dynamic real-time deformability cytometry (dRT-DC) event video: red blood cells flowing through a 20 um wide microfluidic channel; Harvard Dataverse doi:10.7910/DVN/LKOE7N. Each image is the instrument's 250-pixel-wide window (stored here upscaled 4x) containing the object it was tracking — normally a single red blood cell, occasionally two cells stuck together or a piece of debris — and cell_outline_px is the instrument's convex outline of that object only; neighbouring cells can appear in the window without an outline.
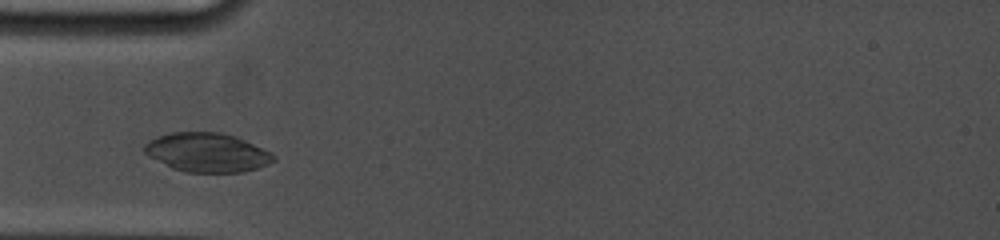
{"species": "common noctule bat (a hibernating species)", "species_latin": "Nyctalus noctula", "temperature_condition": "cold", "stored_images_in_passage": 18, "camera_frame_rate_fps": 5000, "um_per_image_px": 0.085, "animal": {"sex": "female", "body_mass_g": 19.0, "forearm_length_mm": 53.3}, "frame": {"image": 1, "passage_image": 6, "time_ms": 1.8, "image_size_px": [1000, 240], "cell_outline_px": [[276, 160], [268, 164], [256, 168], [240, 172], [188, 172], [172, 168], [148, 156], [144, 152], [144, 144], [148, 140], [156, 136], [168, 132], [220, 132], [244, 140], [272, 152], [276, 156]], "centroid_in_image_um": [17.58, 12.95], "position_along_channel_um": 67.4, "area_um2": 29.36}}
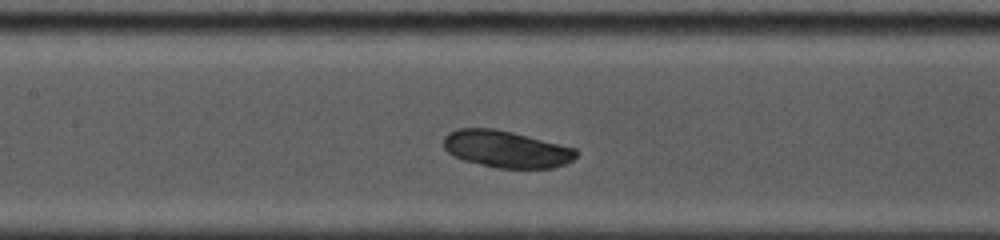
{"frame": {"image": 2, "passage_image": 13, "time_ms": 4.4, "image_size_px": [1000, 240], "cell_outline_px": [[580, 152], [572, 160], [564, 164], [552, 168], [496, 168], [464, 160], [448, 152], [444, 148], [444, 136], [448, 132], [460, 128], [492, 128], [512, 132], [576, 148]], "centroid_in_image_um": [43.04, 12.67], "position_along_channel_um": 164.4, "area_um2": 28.44}}
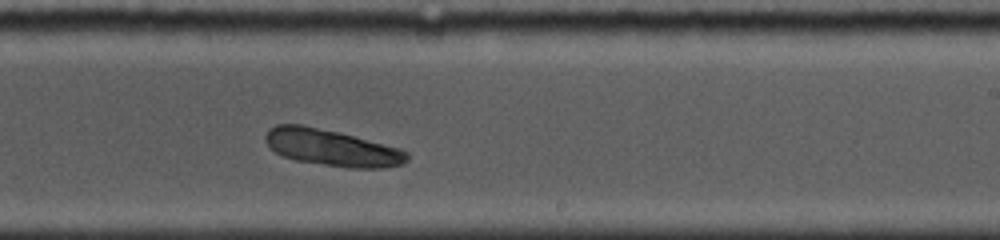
{"frame": {"image": 3, "passage_image": 18, "time_ms": 7.0, "image_size_px": [1000, 240], "cell_outline_px": [[408, 160], [404, 164], [384, 168], [348, 168], [296, 160], [284, 156], [276, 152], [264, 140], [264, 136], [276, 124], [300, 124], [336, 132], [400, 148], [408, 152]], "centroid_in_image_um": [28.23, 12.57], "position_along_channel_um": 260.8, "area_um2": 29.77}}